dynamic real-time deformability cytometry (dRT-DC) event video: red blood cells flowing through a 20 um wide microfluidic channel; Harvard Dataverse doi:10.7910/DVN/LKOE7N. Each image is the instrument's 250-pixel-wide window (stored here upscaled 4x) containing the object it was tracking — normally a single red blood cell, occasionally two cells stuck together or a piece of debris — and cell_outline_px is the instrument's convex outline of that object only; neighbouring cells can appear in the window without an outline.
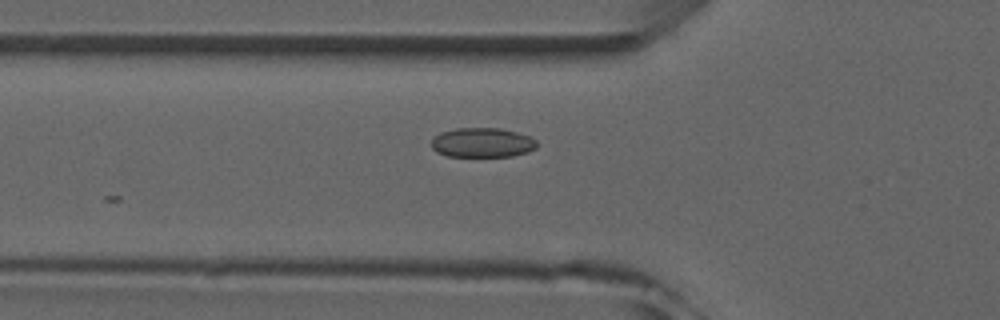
{"species": "common noctule bat (a hibernating species)", "species_latin": "Nyctalus noctula", "temperature_condition": "room temperature", "stored_images_in_passage": 4, "camera_frame_rate_fps": 3000, "um_per_image_px": 0.085, "animal": {"sex": "male", "forearm_length_mm": 52.5}, "frame": {"image": 1, "passage_image": 4, "time_ms": 3.667, "image_size_px": [1000, 320], "cell_outline_px": [[536, 148], [512, 156], [448, 156], [436, 152], [432, 148], [432, 140], [440, 132], [456, 128], [500, 128], [516, 132], [528, 136], [536, 140]], "centroid_in_image_um": [40.97, 12.11], "position_along_channel_um": 84.8, "area_um2": 17.98}}